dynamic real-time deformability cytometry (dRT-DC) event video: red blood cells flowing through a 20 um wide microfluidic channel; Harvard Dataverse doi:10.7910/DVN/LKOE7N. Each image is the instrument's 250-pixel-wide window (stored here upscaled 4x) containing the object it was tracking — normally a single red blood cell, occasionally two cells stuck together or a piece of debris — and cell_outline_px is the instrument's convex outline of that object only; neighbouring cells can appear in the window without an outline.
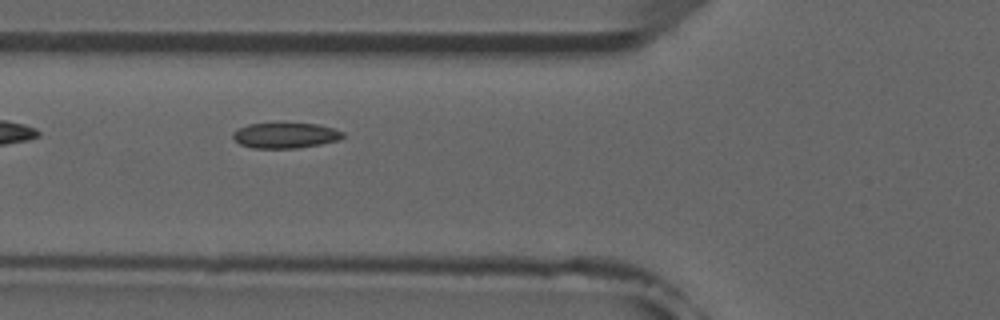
{"species": "common noctule bat (a hibernating species)", "species_latin": "Nyctalus noctula", "temperature_condition": "room temperature", "stored_images_in_passage": 8, "camera_frame_rate_fps": 3000, "um_per_image_px": 0.085, "animal": {"sex": "male", "forearm_length_mm": 52.5}, "frame": {"image": 1, "passage_image": 6, "time_ms": 5.667, "image_size_px": [1000, 320], "cell_outline_px": [[344, 136], [340, 140], [320, 144], [296, 148], [252, 148], [240, 144], [232, 136], [232, 132], [248, 124], [316, 124], [332, 128], [344, 132]], "centroid_in_image_um": [24.26, 11.52], "position_along_channel_um": 101.5, "area_um2": 16.07}}
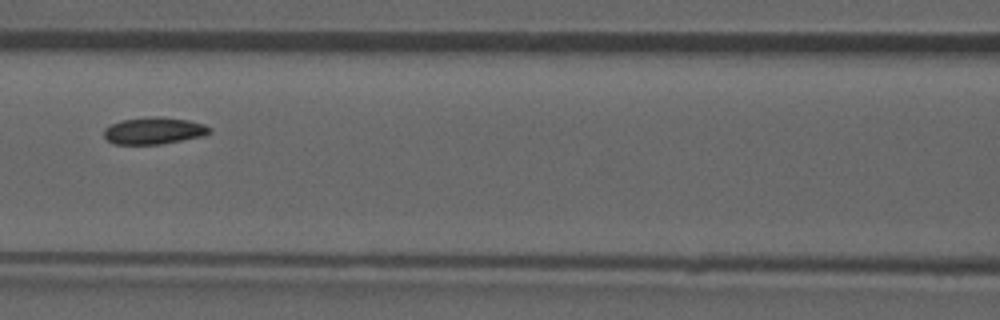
{"frame": {"image": 2, "passage_image": 7, "time_ms": 7.0, "image_size_px": [1000, 320], "cell_outline_px": [[212, 132], [204, 136], [160, 144], [112, 144], [104, 136], [104, 128], [120, 120], [152, 116], [164, 116], [188, 120], [204, 124], [212, 128]], "centroid_in_image_um": [13.1, 11.1], "position_along_channel_um": 153.5, "area_um2": 16.76}}